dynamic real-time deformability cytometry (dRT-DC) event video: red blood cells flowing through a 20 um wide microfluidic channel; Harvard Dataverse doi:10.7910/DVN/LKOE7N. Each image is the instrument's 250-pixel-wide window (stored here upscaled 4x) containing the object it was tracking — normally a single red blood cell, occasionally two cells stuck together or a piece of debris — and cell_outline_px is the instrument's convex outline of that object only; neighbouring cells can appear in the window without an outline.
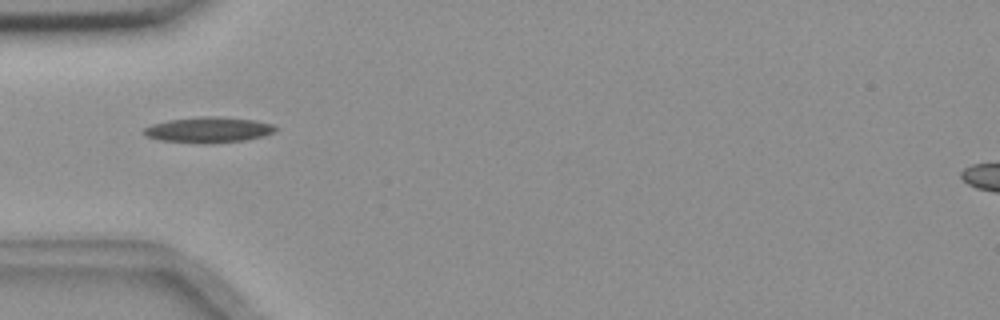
{"species": "common noctule bat (a hibernating species)", "species_latin": "Nyctalus noctula", "temperature_condition": "room temperature", "stored_images_in_passage": 40, "camera_frame_rate_fps": 3000, "um_per_image_px": 0.085, "animal": {"sex": "female", "body_mass_g": 18.4}, "frame": {"image": 1, "passage_image": 2, "time_ms": 0.333, "image_size_px": [1000, 320], "cell_outline_px": [[276, 132], [264, 136], [244, 140], [208, 144], [200, 144], [160, 140], [144, 136], [144, 128], [152, 124], [168, 120], [204, 116], [216, 116], [256, 120], [272, 124], [276, 128]], "centroid_in_image_um": [17.72, 11.04], "position_along_channel_um": 67.3, "area_um2": 19.83}}
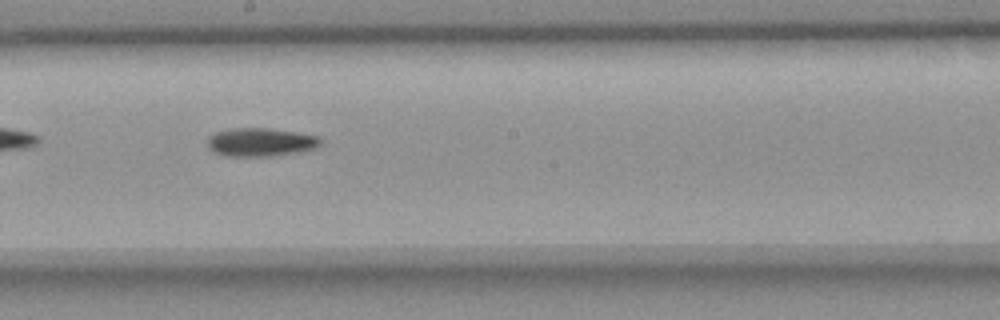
{"frame": {"image": 2, "passage_image": 15, "time_ms": 4.667, "image_size_px": [1000, 320], "cell_outline_px": [[320, 144], [312, 148], [300, 152], [272, 156], [228, 156], [212, 152], [208, 148], [208, 136], [216, 132], [228, 128], [268, 128], [296, 132], [320, 136]], "centroid_in_image_um": [22.11, 12.08], "position_along_channel_um": 226.1, "area_um2": 18.79}}
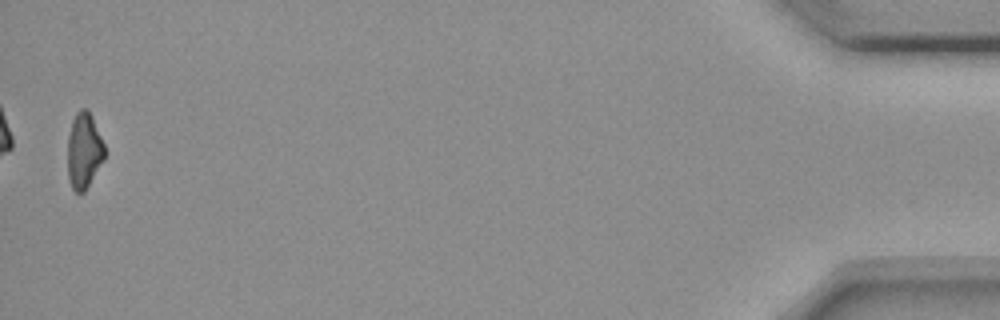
{"frame": {"image": 3, "passage_image": 39, "time_ms": 12.667, "image_size_px": [1000, 320], "cell_outline_px": [[104, 160], [84, 192], [76, 192], [72, 188], [68, 176], [68, 136], [72, 120], [76, 112], [80, 108], [88, 108], [92, 116], [104, 144]], "centroid_in_image_um": [7.13, 12.77], "position_along_channel_um": 428.1, "area_um2": 16.3}, "authors_computed_cell_mechanics": {"area_um2": 17.7735, "velocity_mm_per_s": 3.6866, "shape_relaxation_time_tau1_ms": 11.139, "shape_relaxation_time_tau2_ms": null, "deformation_change_tau1": 0.2119, "deformation_change_tau2": null}}